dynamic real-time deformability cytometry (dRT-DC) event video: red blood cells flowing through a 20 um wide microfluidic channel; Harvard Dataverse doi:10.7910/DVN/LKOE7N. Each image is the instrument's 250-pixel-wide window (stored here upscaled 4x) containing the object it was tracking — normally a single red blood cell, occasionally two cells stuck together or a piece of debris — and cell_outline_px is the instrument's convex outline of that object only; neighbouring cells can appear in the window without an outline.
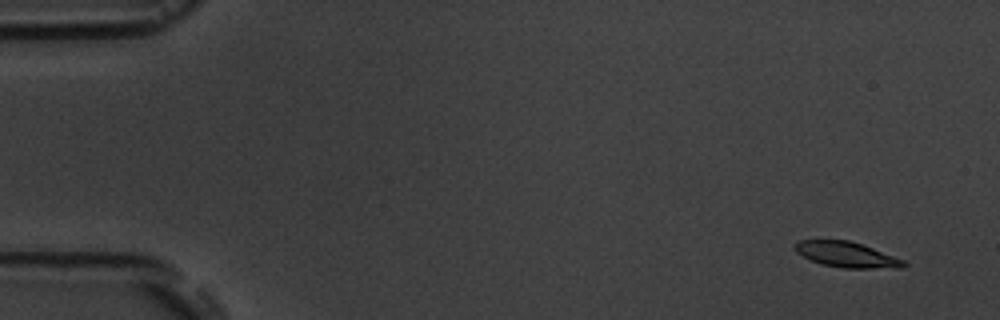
{"species": "common noctule bat (a hibernating species)", "species_latin": "Nyctalus noctula", "temperature_condition": "room temperature", "stored_images_in_passage": 6, "camera_frame_rate_fps": 3000, "um_per_image_px": 0.085, "animal": {"sex": "male", "body_mass_g": 19.5, "forearm_length_mm": 54.6}, "frame": {"image": 1, "passage_image": 1, "time_ms": 0.0, "image_size_px": [1000, 320], "cell_outline_px": [[908, 264], [904, 268], [844, 268], [824, 264], [812, 260], [796, 252], [792, 244], [796, 240], [848, 240], [872, 248], [904, 260]], "centroid_in_image_um": [71.95, 21.64], "position_along_channel_um": 13.0, "area_um2": 16.01}}
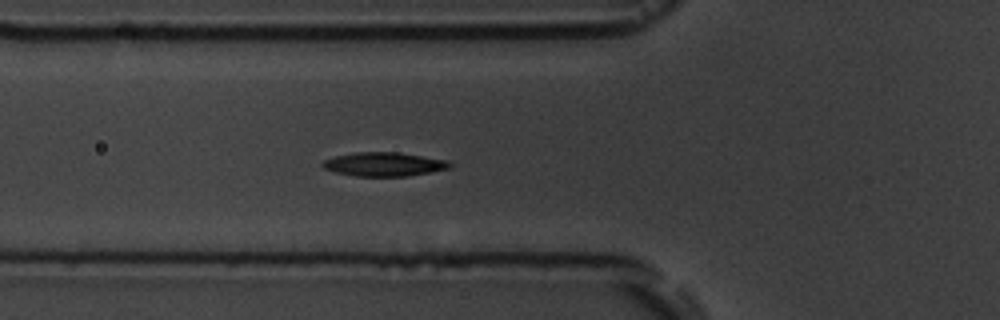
{"frame": {"image": 2, "passage_image": 6, "time_ms": 5.667, "image_size_px": [1000, 320], "cell_outline_px": [[452, 168], [432, 172], [408, 176], [356, 176], [336, 172], [324, 168], [320, 164], [324, 160], [336, 156], [356, 152], [396, 152], [448, 160], [452, 164]], "centroid_in_image_um": [32.68, 13.96], "position_along_channel_um": 93.1, "area_um2": 17.69}}